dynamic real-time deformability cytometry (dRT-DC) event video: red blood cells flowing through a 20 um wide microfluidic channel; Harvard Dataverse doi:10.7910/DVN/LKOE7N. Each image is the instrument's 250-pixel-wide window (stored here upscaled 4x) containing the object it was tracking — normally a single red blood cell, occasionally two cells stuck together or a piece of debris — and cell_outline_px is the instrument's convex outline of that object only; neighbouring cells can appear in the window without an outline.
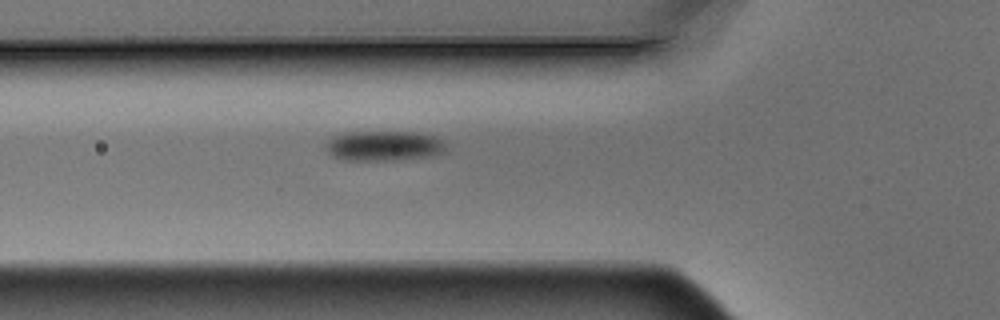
{"species": "Egyptian fruit bat (a non-hibernating species)", "species_latin": "Rousettus aegyptiacus", "temperature_condition": "warm", "stored_images_in_passage": 4, "segment_of_instrument_passage": [1, 2], "camera_frame_rate_fps": 3000, "um_per_image_px": 0.085, "animal": {"sex": "male"}, "frame": {"image": 1, "passage_image": 3, "time_ms": 0.667, "image_size_px": [1000, 320], "cell_outline_px": [[448, 152], [432, 156], [400, 160], [348, 160], [332, 156], [324, 148], [324, 144], [332, 136], [344, 132], [416, 132], [432, 136], [440, 140], [444, 144]], "centroid_in_image_um": [32.61, 12.4], "position_along_channel_um": 93.2, "area_um2": 21.27}}